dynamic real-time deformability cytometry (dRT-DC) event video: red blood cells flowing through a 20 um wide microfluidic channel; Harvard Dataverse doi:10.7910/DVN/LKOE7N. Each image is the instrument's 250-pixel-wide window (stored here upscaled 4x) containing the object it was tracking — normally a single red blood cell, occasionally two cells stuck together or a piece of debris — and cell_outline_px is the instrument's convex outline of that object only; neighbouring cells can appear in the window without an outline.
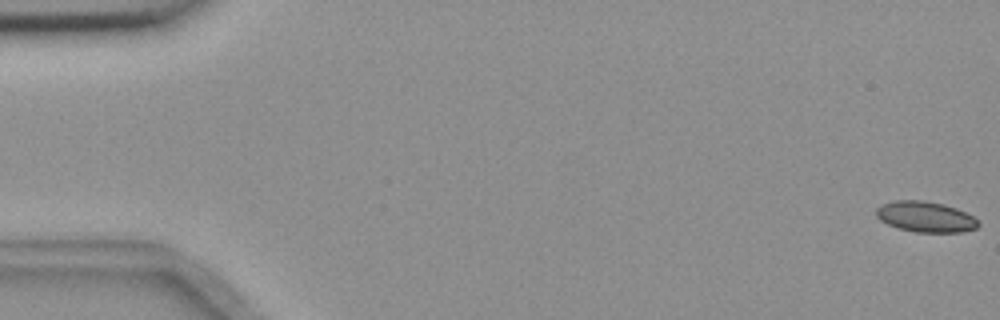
{"species": "common noctule bat (a hibernating species)", "species_latin": "Nyctalus noctula", "temperature_condition": "room temperature", "stored_images_in_passage": 57, "camera_frame_rate_fps": 3000, "um_per_image_px": 0.085, "animal": {"sex": "female", "body_mass_g": 18.4}, "frame": {"image": 1, "passage_image": 1, "time_ms": 0.0, "image_size_px": [1000, 320], "cell_outline_px": [[980, 224], [976, 228], [960, 232], [916, 232], [900, 228], [888, 224], [880, 220], [876, 216], [876, 208], [880, 204], [896, 200], [920, 200], [940, 204], [956, 208], [972, 216]], "centroid_in_image_um": [78.63, 18.42], "position_along_channel_um": 6.4, "area_um2": 17.98}}
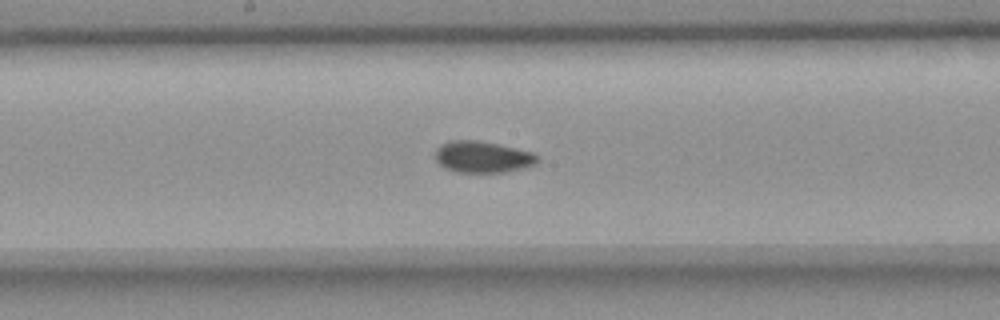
{"frame": {"image": 2, "passage_image": 30, "time_ms": 9.667, "image_size_px": [1000, 320], "cell_outline_px": [[540, 160], [536, 164], [524, 168], [508, 172], [456, 172], [444, 168], [436, 160], [436, 148], [440, 144], [448, 140], [480, 140], [532, 152], [540, 156]], "centroid_in_image_um": [41.04, 13.34], "position_along_channel_um": 207.2, "area_um2": 19.02}}
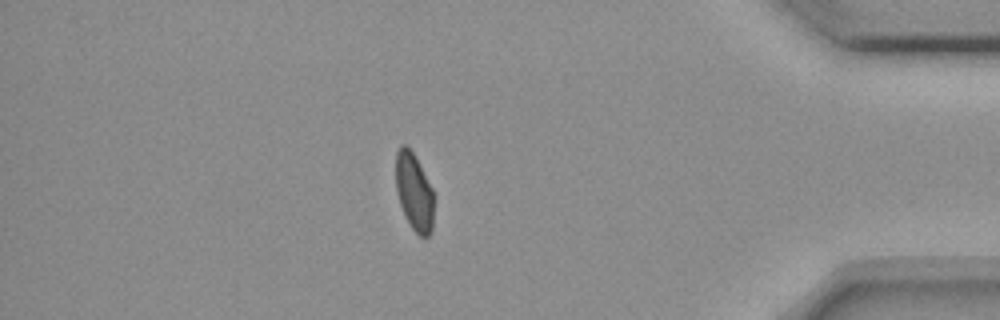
{"frame": {"image": 3, "passage_image": 49, "time_ms": 16.0, "image_size_px": [1000, 320], "cell_outline_px": [[432, 232], [428, 236], [420, 236], [412, 228], [400, 204], [396, 192], [396, 152], [400, 144], [404, 144], [412, 152], [432, 188]], "centroid_in_image_um": [35.17, 16.3], "position_along_channel_um": 400.0, "area_um2": 16.7}, "authors_computed_cell_mechanics": {"area_um2": 18.4382, "velocity_mm_per_s": 3.6479, "shape_relaxation_time_tau1_ms": null, "shape_relaxation_time_tau2_ms": 1.4974, "deformation_change_tau1": null, "deformation_change_tau2": 0.0532}}